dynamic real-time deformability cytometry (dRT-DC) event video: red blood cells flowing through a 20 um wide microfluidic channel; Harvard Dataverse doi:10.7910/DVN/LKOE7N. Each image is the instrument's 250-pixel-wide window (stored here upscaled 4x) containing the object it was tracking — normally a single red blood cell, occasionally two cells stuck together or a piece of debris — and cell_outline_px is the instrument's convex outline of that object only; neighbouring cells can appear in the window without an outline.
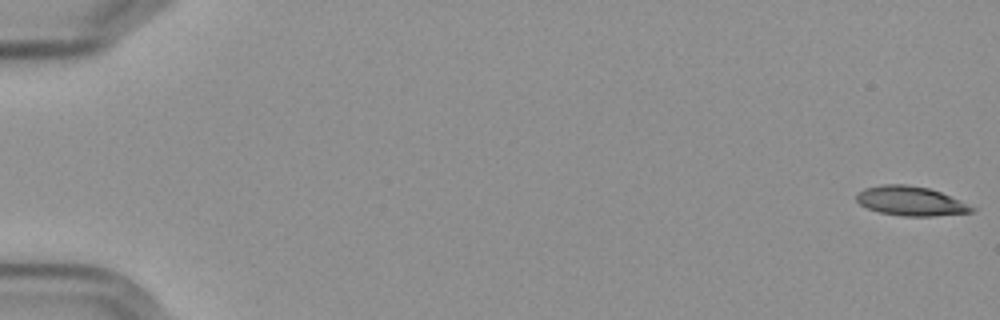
{"species": "Egyptian fruit bat (a non-hibernating species)", "species_latin": "Rousettus aegyptiacus", "temperature_condition": "cold", "stored_images_in_passage": 5, "camera_frame_rate_fps": 3000, "um_per_image_px": 0.085, "frame": {"image": 1, "passage_image": 1, "time_ms": 0.0, "image_size_px": [1000, 320], "cell_outline_px": [[976, 208], [972, 212], [932, 216], [904, 216], [880, 212], [868, 208], [860, 204], [856, 200], [856, 192], [864, 188], [880, 184], [904, 184], [928, 188], [940, 192]], "centroid_in_image_um": [77.35, 17.08], "position_along_channel_um": 7.6, "area_um2": 19.54}}
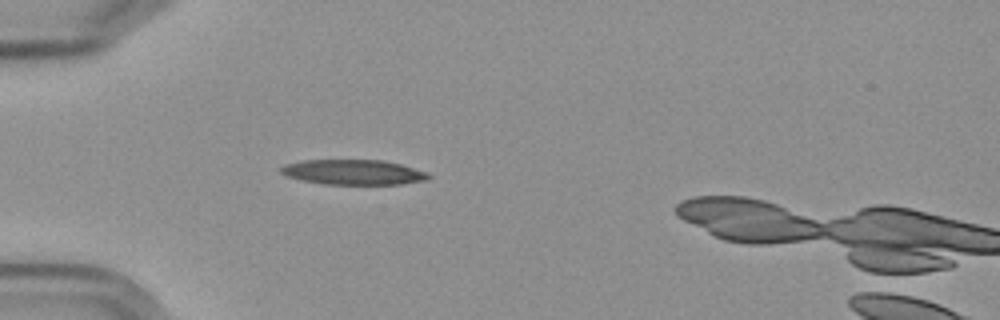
{"frame": {"image": 2, "passage_image": 5, "time_ms": 5.667, "image_size_px": [1000, 320], "cell_outline_px": [[432, 176], [428, 180], [400, 184], [324, 184], [300, 180], [288, 176], [280, 172], [280, 168], [284, 164], [304, 160], [384, 160], [400, 164], [424, 172]], "centroid_in_image_um": [30.01, 14.63], "position_along_channel_um": 55.0, "area_um2": 21.44}}